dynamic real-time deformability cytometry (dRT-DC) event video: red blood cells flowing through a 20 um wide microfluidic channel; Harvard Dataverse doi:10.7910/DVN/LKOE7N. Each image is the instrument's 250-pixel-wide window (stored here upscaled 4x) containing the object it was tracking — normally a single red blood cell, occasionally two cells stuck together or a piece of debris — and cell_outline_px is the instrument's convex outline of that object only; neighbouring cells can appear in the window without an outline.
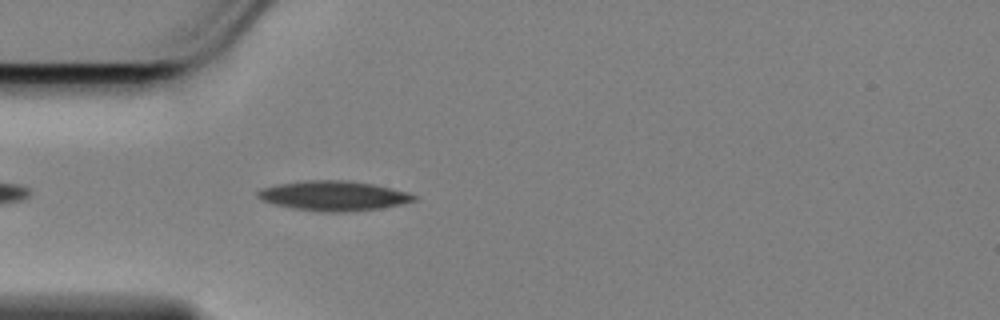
{"species": "Egyptian fruit bat (a non-hibernating species)", "species_latin": "Rousettus aegyptiacus", "temperature_condition": "cold", "stored_images_in_passage": 21, "camera_frame_rate_fps": 3000, "um_per_image_px": 0.085, "animal": {"sex": "female"}, "frame": {"image": 1, "passage_image": 3, "time_ms": 0.667, "image_size_px": [1000, 320], "cell_outline_px": [[420, 196], [416, 200], [400, 204], [380, 208], [344, 212], [320, 212], [292, 208], [260, 200], [256, 196], [256, 192], [260, 188], [276, 184], [308, 180], [344, 180], [372, 184], [392, 188], [408, 192]], "centroid_in_image_um": [28.33, 16.64], "position_along_channel_um": 56.7, "area_um2": 27.22}}
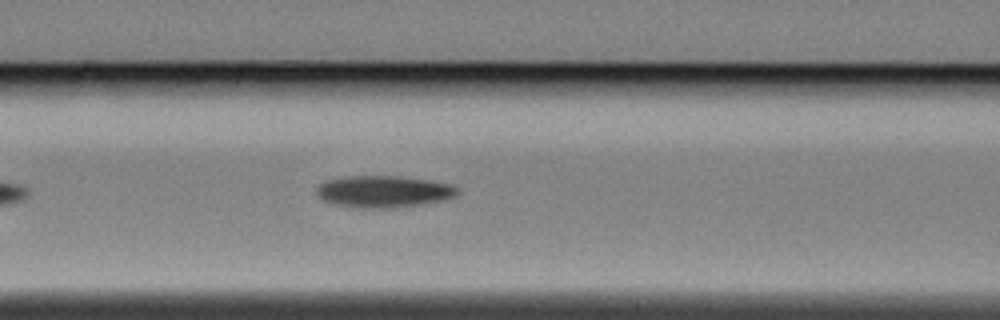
{"frame": {"image": 2, "passage_image": 10, "time_ms": 3.0, "image_size_px": [1000, 320], "cell_outline_px": [[460, 192], [456, 196], [440, 200], [420, 204], [388, 208], [360, 208], [332, 204], [316, 196], [316, 188], [320, 184], [328, 180], [344, 176], [396, 176], [428, 180], [452, 184], [460, 188]], "centroid_in_image_um": [32.59, 16.28], "position_along_channel_um": 134.0, "area_um2": 26.13}}
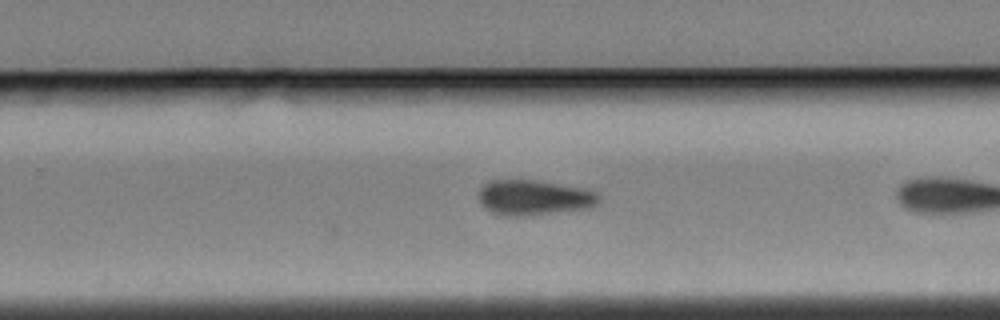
{"frame": {"image": 3, "passage_image": 20, "time_ms": 6.333, "image_size_px": [1000, 320], "cell_outline_px": [[600, 204], [592, 208], [520, 216], [508, 216], [492, 212], [484, 208], [480, 204], [480, 188], [488, 180], [532, 180], [580, 188], [596, 192], [600, 196]], "centroid_in_image_um": [45.4, 16.8], "position_along_channel_um": 284.4, "area_um2": 24.51}}